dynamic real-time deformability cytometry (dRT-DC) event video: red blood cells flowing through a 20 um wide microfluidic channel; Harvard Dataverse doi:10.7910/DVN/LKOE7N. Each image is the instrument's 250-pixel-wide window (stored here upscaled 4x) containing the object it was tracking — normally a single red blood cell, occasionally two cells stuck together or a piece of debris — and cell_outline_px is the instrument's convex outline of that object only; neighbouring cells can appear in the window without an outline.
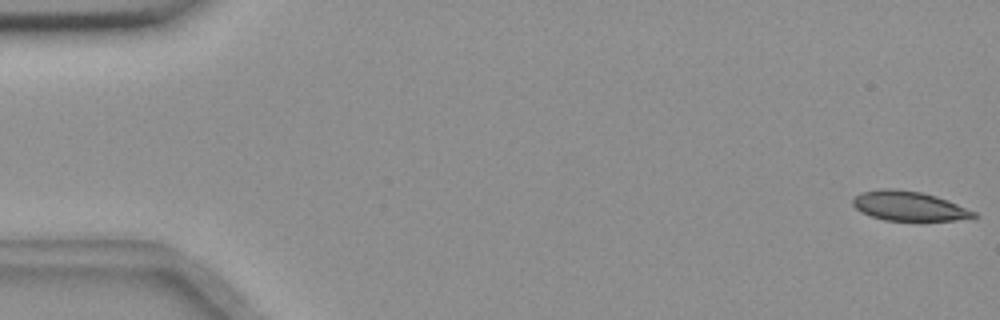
{"species": "common noctule bat (a hibernating species)", "species_latin": "Nyctalus noctula", "temperature_condition": "room temperature", "stored_images_in_passage": 56, "camera_frame_rate_fps": 3000, "um_per_image_px": 0.085, "animal": {"sex": "female", "body_mass_g": 18.4}, "frame": {"image": 1, "passage_image": 1, "time_ms": 0.0, "image_size_px": [1000, 320], "cell_outline_px": [[980, 216], [956, 220], [884, 220], [860, 212], [852, 204], [852, 200], [860, 192], [880, 188], [896, 188], [920, 192], [936, 196], [948, 200], [976, 212]], "centroid_in_image_um": [77.24, 17.5], "position_along_channel_um": 7.8, "area_um2": 20.81}}
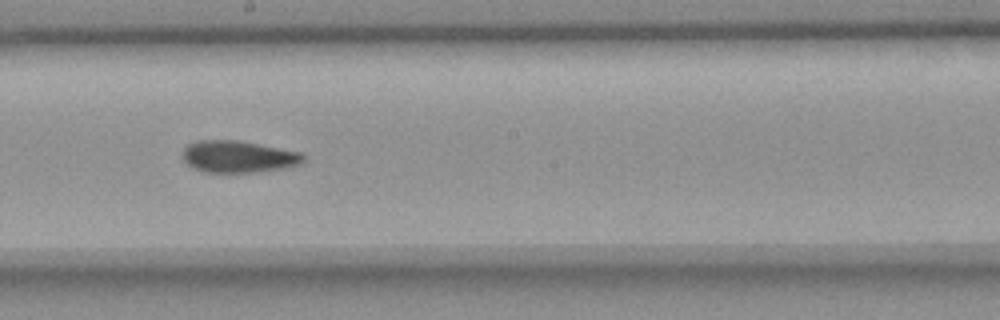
{"frame": {"image": 2, "passage_image": 31, "time_ms": 10.0, "image_size_px": [1000, 320], "cell_outline_px": [[304, 160], [300, 164], [284, 168], [252, 172], [204, 172], [188, 164], [184, 160], [184, 148], [188, 144], [196, 140], [240, 140], [304, 152]], "centroid_in_image_um": [20.31, 13.29], "position_along_channel_um": 227.9, "area_um2": 22.48}}
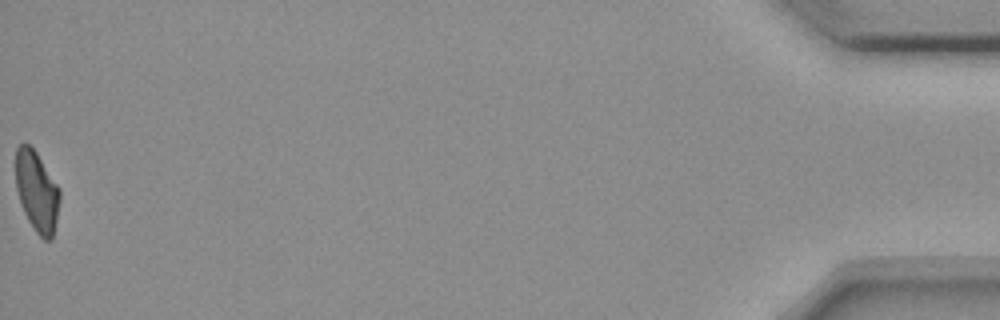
{"frame": {"image": 3, "passage_image": 56, "time_ms": 18.333, "image_size_px": [1000, 320], "cell_outline_px": [[60, 200], [52, 240], [44, 240], [36, 232], [28, 220], [24, 212], [16, 188], [16, 148], [20, 144], [28, 144], [36, 152], [60, 188]], "centroid_in_image_um": [3.14, 16.28], "position_along_channel_um": 432.1, "area_um2": 20.52}, "authors_computed_cell_mechanics": {"area_um2": 22.3108, "velocity_mm_per_s": 3.6607, "shape_relaxation_time_tau1_ms": 10.3283, "shape_relaxation_time_tau2_ms": 4.3123, "deformation_change_tau1": 0.199, "deformation_change_tau2": 0.0847}}